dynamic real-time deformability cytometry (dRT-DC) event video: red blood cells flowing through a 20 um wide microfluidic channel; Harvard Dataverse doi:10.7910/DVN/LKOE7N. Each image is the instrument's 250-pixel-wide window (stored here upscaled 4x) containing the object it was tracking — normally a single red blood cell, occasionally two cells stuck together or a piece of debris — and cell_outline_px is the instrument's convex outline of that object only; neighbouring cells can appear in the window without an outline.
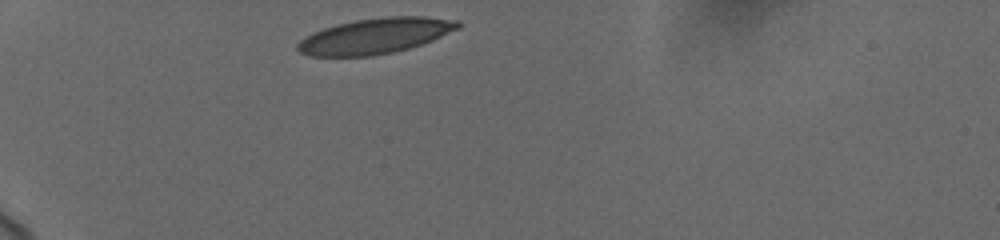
{"species": "human", "species_latin": "Homo sapiens", "temperature_condition": "cold", "stored_images_in_passage": 20, "camera_frame_rate_fps": 3000, "um_per_image_px": 0.085, "donor": {"sex": "female"}, "frame": {"image": 1, "passage_image": 1, "time_ms": 0.0, "image_size_px": [1000, 240], "cell_outline_px": [[464, 24], [460, 28], [432, 40], [408, 48], [392, 52], [372, 56], [312, 56], [300, 52], [296, 48], [296, 44], [304, 36], [312, 32], [336, 24], [356, 20], [384, 16], [424, 16], [460, 20]], "centroid_in_image_um": [31.91, 3.04], "position_along_channel_um": 53.1, "area_um2": 33.35}}
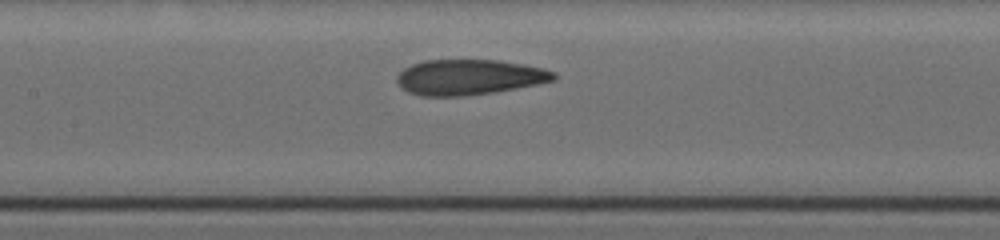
{"frame": {"image": 2, "passage_image": 12, "time_ms": 4.0, "image_size_px": [1000, 240], "cell_outline_px": [[556, 80], [496, 92], [464, 96], [420, 96], [408, 92], [400, 88], [396, 80], [396, 76], [404, 68], [412, 64], [424, 60], [500, 60], [524, 64], [544, 68], [556, 72]], "centroid_in_image_um": [39.87, 6.56], "position_along_channel_um": 167.5, "area_um2": 32.66}}
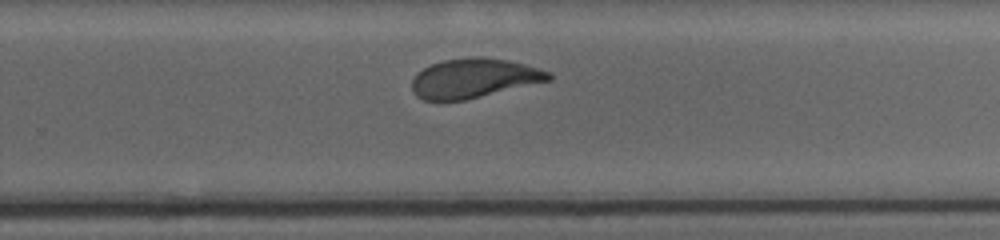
{"frame": {"image": 3, "passage_image": 20, "time_ms": 7.333, "image_size_px": [1000, 240], "cell_outline_px": [[552, 80], [464, 100], [424, 100], [416, 96], [412, 88], [412, 80], [416, 72], [432, 64], [444, 60], [476, 56], [480, 56], [508, 60], [524, 64], [552, 72]], "centroid_in_image_um": [40.29, 6.64], "position_along_channel_um": 289.5, "area_um2": 31.33}}